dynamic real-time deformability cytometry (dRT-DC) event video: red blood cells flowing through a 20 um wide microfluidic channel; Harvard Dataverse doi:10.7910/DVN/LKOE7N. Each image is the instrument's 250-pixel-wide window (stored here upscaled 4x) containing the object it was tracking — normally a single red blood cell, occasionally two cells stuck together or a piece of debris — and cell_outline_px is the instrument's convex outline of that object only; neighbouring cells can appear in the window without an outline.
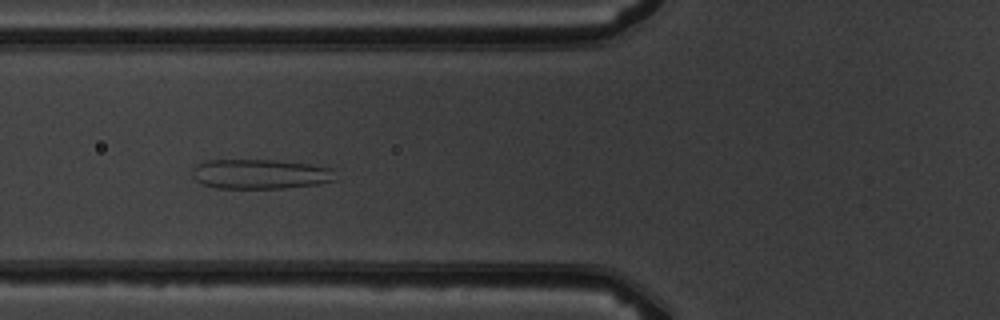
{"species": "common noctule bat (a hibernating species)", "species_latin": "Nyctalus noctula", "temperature_condition": "warm", "stored_images_in_passage": 5, "camera_frame_rate_fps": 3000, "um_per_image_px": 0.085, "animal": {"sex": "male", "body_mass_g": 19.5, "forearm_length_mm": 54.6}, "frame": {"image": 1, "passage_image": 5, "time_ms": 5.333, "image_size_px": [1000, 320], "cell_outline_px": [[336, 180], [320, 184], [284, 188], [216, 188], [204, 184], [196, 180], [192, 176], [192, 168], [196, 164], [204, 160], [272, 160], [308, 164], [328, 168]], "centroid_in_image_um": [22.04, 14.8], "position_along_channel_um": 103.8, "area_um2": 24.62}}